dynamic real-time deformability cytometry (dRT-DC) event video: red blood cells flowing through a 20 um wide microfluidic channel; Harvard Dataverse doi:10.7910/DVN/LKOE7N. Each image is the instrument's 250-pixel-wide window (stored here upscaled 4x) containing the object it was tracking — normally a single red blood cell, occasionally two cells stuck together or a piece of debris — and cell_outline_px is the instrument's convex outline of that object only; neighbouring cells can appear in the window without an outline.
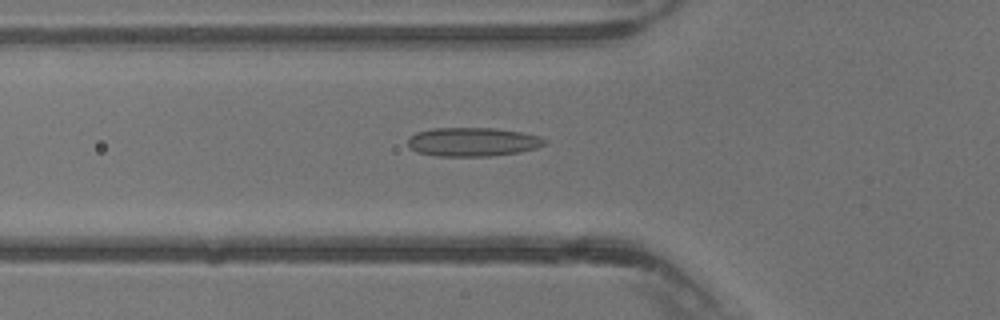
{"species": "common noctule bat (a hibernating species)", "species_latin": "Nyctalus noctula", "temperature_condition": "warm", "stored_images_in_passage": 39, "camera_frame_rate_fps": 3000, "um_per_image_px": 0.085, "animal": {"sex": "male", "body_mass_g": 13.3}, "frame": {"image": 1, "passage_image": 14, "time_ms": 4.333, "image_size_px": [1000, 320], "cell_outline_px": [[548, 144], [536, 148], [520, 152], [488, 156], [436, 156], [416, 152], [408, 144], [408, 136], [416, 132], [432, 128], [496, 128], [520, 132], [540, 136], [548, 140]], "centroid_in_image_um": [40.19, 12.06], "position_along_channel_um": 85.6, "area_um2": 23.18}}
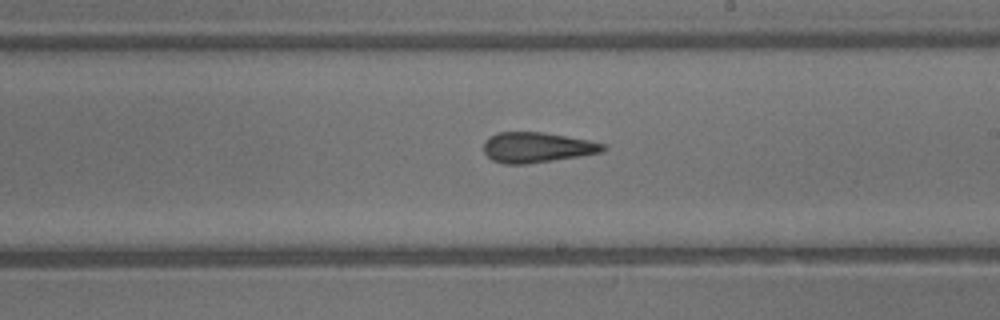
{"frame": {"image": 2, "passage_image": 23, "time_ms": 7.333, "image_size_px": [1000, 320], "cell_outline_px": [[608, 148], [604, 152], [580, 156], [528, 164], [504, 164], [492, 160], [484, 152], [484, 140], [488, 136], [496, 132], [544, 132], [588, 140], [608, 144]], "centroid_in_image_um": [45.66, 12.52], "position_along_channel_um": 243.3, "area_um2": 21.39}}
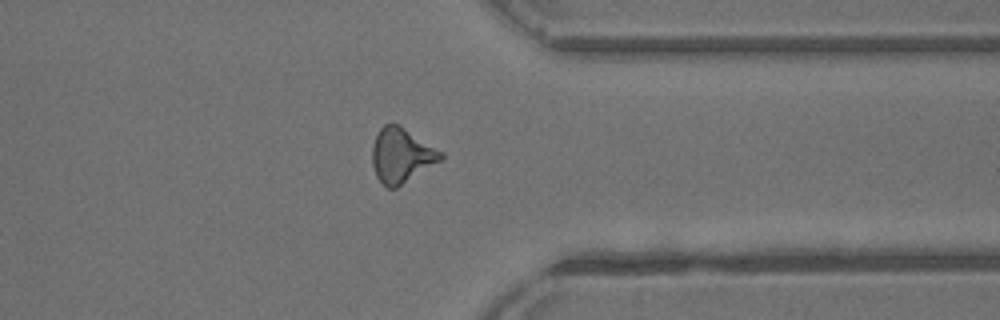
{"frame": {"image": 3, "passage_image": 31, "time_ms": 10.0, "image_size_px": [1000, 320], "cell_outline_px": [[444, 156], [440, 160], [396, 188], [388, 188], [376, 176], [372, 164], [372, 144], [380, 128], [384, 124], [400, 124], [444, 152]], "centroid_in_image_um": [34.11, 13.17], "position_along_channel_um": 377.3, "area_um2": 21.73}}